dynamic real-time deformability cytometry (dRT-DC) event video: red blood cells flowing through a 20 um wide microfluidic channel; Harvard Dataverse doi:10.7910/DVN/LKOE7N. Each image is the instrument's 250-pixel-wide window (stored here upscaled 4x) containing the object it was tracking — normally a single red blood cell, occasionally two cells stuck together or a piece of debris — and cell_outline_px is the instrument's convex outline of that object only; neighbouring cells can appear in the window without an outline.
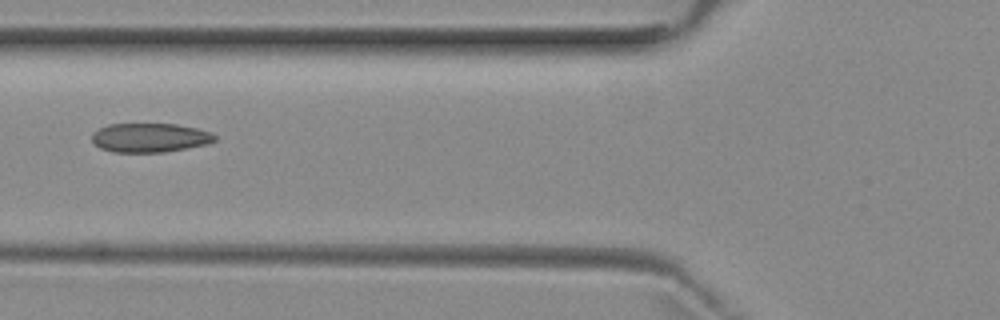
{"species": "common noctule bat (a hibernating species)", "species_latin": "Nyctalus noctula", "temperature_condition": "room temperature", "stored_images_in_passage": 6, "camera_frame_rate_fps": 3000, "um_per_image_px": 0.085, "animal": {"sex": "female", "body_mass_g": 29.2, "forearm_length_mm": 56.3}, "frame": {"image": 1, "passage_image": 6, "time_ms": 6.0, "image_size_px": [1000, 320], "cell_outline_px": [[216, 140], [208, 144], [188, 148], [164, 152], [112, 152], [100, 148], [92, 140], [92, 132], [108, 124], [176, 124], [196, 128], [212, 132], [216, 136]], "centroid_in_image_um": [12.75, 11.7], "position_along_channel_um": 113.0, "area_um2": 20.92}}